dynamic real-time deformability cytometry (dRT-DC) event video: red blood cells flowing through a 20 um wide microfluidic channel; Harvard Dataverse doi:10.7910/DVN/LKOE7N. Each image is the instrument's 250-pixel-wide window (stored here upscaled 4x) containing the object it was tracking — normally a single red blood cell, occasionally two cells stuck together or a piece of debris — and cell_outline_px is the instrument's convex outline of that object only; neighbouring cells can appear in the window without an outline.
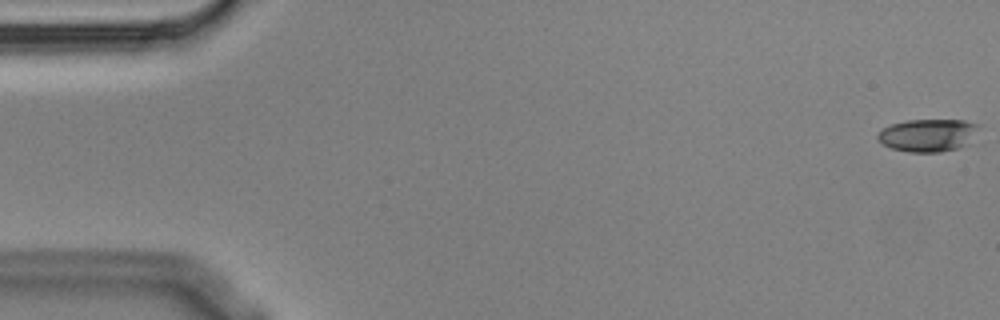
{"species": "Egyptian fruit bat (a non-hibernating species)", "species_latin": "Rousettus aegyptiacus", "temperature_condition": "cold", "stored_images_in_passage": 7, "camera_frame_rate_fps": 3000, "um_per_image_px": 0.085, "animal": {"sex": "male"}, "frame": {"image": 1, "passage_image": 1, "time_ms": 0.0, "image_size_px": [1000, 320], "cell_outline_px": [[980, 124], [968, 144], [956, 148], [940, 152], [908, 152], [892, 148], [884, 144], [876, 136], [884, 128], [892, 124], [908, 120], [964, 120]], "centroid_in_image_um": [78.89, 11.49], "position_along_channel_um": 6.1, "area_um2": 18.96}}
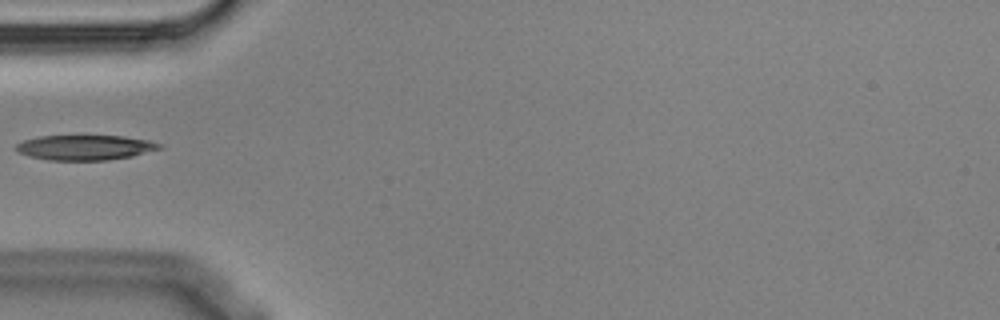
{"frame": {"image": 2, "passage_image": 6, "time_ms": 1.667, "image_size_px": [1000, 320], "cell_outline_px": [[164, 148], [132, 156], [108, 160], [48, 160], [28, 156], [20, 152], [16, 148], [16, 144], [24, 140], [40, 136], [84, 132], [124, 136], [148, 140], [160, 144]], "centroid_in_image_um": [7.24, 12.48], "position_along_channel_um": 77.8, "area_um2": 22.02}}
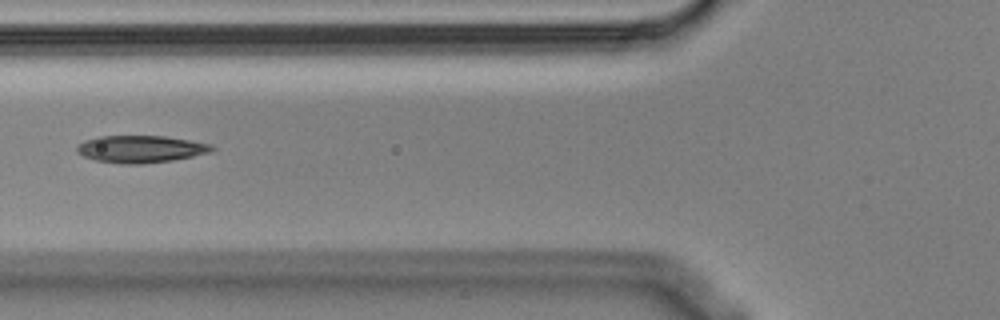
{"frame": {"image": 3, "passage_image": 7, "time_ms": 2.0, "image_size_px": [1000, 320], "cell_outline_px": [[216, 148], [212, 152], [172, 160], [140, 164], [124, 164], [96, 160], [84, 156], [76, 152], [76, 148], [84, 140], [96, 136], [164, 136], [212, 144]], "centroid_in_image_um": [11.96, 12.66], "position_along_channel_um": 113.8, "area_um2": 21.33}}